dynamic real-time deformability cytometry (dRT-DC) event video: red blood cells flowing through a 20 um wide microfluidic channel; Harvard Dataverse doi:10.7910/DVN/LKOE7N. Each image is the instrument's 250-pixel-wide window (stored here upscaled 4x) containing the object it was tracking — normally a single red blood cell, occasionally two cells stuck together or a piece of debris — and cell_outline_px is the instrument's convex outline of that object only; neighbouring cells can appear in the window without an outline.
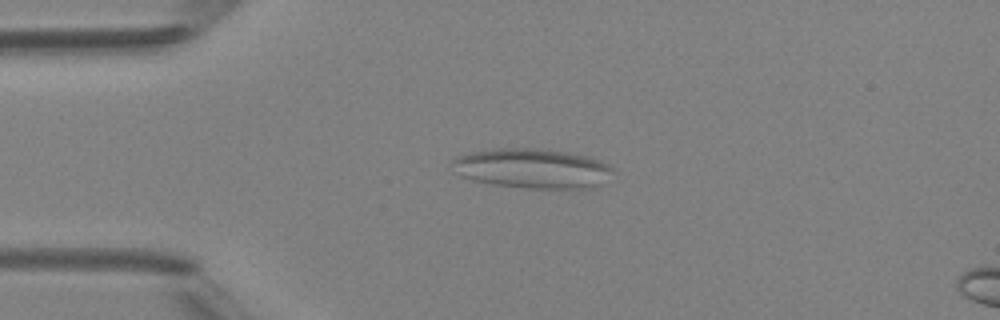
{"species": "Egyptian fruit bat (a non-hibernating species)", "species_latin": "Rousettus aegyptiacus", "temperature_condition": "room temperature", "stored_images_in_passage": 6, "camera_frame_rate_fps": 3000, "um_per_image_px": 0.085, "animal": {"sex": "female"}, "frame": {"image": 1, "passage_image": 3, "time_ms": 3.333, "image_size_px": [1000, 320], "cell_outline_px": [[612, 168], [600, 184], [580, 188], [528, 188], [492, 184], [472, 180], [464, 176], [452, 164], [452, 160], [456, 156], [472, 152], [492, 148], [536, 148], [568, 152], [588, 156], [600, 160], [608, 164]], "centroid_in_image_um": [45.21, 14.29], "position_along_channel_um": 39.8, "area_um2": 36.59}}
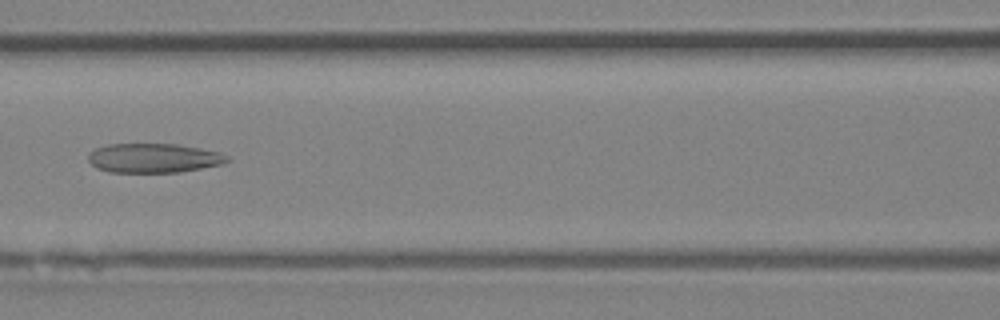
{"frame": {"image": 2, "passage_image": 6, "time_ms": 6.667, "image_size_px": [1000, 320], "cell_outline_px": [[232, 160], [224, 164], [180, 172], [108, 172], [96, 168], [88, 160], [88, 152], [96, 148], [108, 144], [180, 144], [220, 152], [228, 156]], "centroid_in_image_um": [13.08, 13.43], "position_along_channel_um": 153.5, "area_um2": 23.99}}